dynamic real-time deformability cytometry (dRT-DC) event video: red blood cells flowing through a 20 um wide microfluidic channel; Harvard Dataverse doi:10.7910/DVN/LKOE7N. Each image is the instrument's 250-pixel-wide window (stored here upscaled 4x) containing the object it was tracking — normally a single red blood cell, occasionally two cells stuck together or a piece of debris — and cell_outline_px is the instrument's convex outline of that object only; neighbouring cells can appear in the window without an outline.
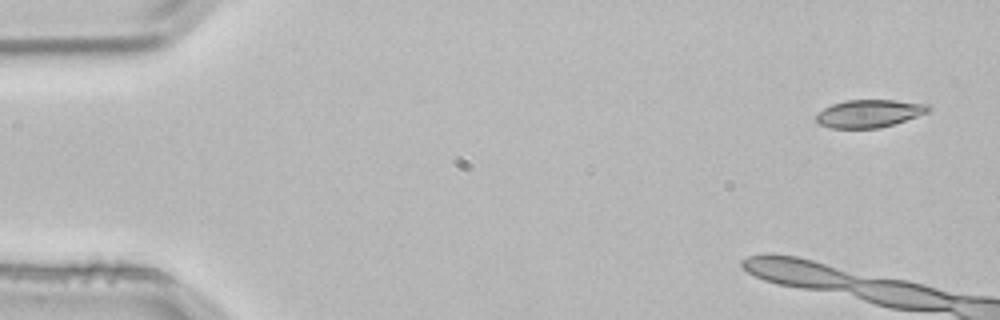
{"species": "common noctule bat (a hibernating species)", "species_latin": "Nyctalus noctula", "temperature_condition": "room temperature", "stored_images_in_passage": 3, "camera_frame_rate_fps": 3000, "um_per_image_px": 0.085, "animal": {"sex": "male", "body_mass_g": 21.5, "forearm_length_mm": 52.0}, "frame": {"image": 1, "passage_image": 1, "time_ms": 0.0, "image_size_px": [1000, 320], "cell_outline_px": [[932, 108], [928, 112], [880, 128], [832, 128], [820, 124], [816, 120], [816, 112], [832, 104], [844, 100], [896, 100], [932, 104]], "centroid_in_image_um": [73.89, 9.63], "position_along_channel_um": 11.1, "area_um2": 18.21}}